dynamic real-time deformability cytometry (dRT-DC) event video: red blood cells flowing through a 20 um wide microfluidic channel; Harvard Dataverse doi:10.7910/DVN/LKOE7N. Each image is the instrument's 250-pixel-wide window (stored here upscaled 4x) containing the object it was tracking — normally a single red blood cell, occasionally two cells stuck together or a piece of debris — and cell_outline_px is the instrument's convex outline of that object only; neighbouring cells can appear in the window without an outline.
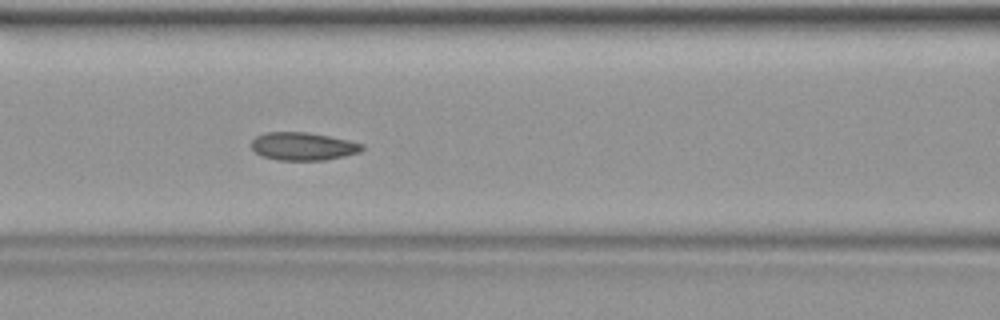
{"species": "common noctule bat (a hibernating species)", "species_latin": "Nyctalus noctula", "temperature_condition": "warm", "stored_images_in_passage": 19, "camera_frame_rate_fps": 3000, "um_per_image_px": 0.085, "animal": {"sex": "female", "body_mass_g": 19.9}, "frame": {"image": 1, "passage_image": 4, "time_ms": 1.0, "image_size_px": [1000, 320], "cell_outline_px": [[364, 148], [360, 152], [344, 156], [324, 160], [276, 160], [264, 156], [256, 152], [252, 148], [252, 140], [256, 136], [264, 132], [308, 132], [348, 140], [364, 144]], "centroid_in_image_um": [25.77, 12.43], "position_along_channel_um": 140.8, "area_um2": 17.98}}